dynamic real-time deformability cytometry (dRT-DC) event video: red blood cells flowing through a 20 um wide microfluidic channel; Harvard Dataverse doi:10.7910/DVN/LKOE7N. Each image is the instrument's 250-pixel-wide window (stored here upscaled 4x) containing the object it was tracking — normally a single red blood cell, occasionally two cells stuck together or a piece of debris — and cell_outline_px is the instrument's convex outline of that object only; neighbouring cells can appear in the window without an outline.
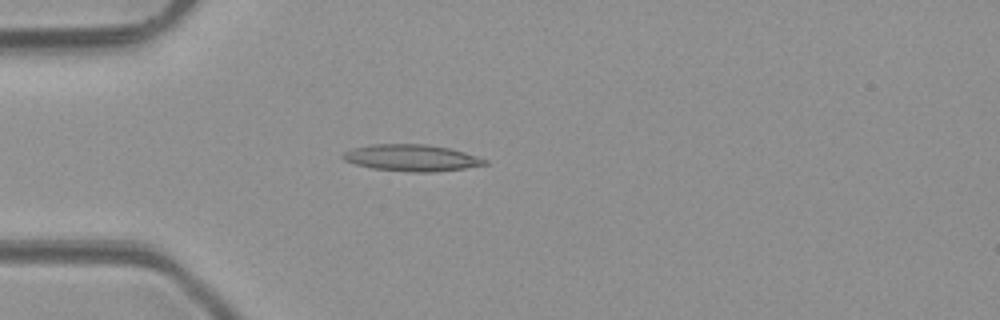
{"species": "common noctule bat (a hibernating species)", "species_latin": "Nyctalus noctula", "temperature_condition": "room temperature", "stored_images_in_passage": 3, "camera_frame_rate_fps": 3000, "um_per_image_px": 0.085, "animal": {"sex": "male", "body_mass_g": 23.1, "forearm_length_mm": 52.7}, "frame": {"image": 1, "passage_image": 3, "time_ms": 2.333, "image_size_px": [1000, 320], "cell_outline_px": [[488, 164], [464, 168], [432, 172], [412, 172], [372, 168], [356, 164], [344, 160], [340, 156], [344, 152], [352, 148], [372, 144], [424, 144], [448, 148], [464, 152], [488, 160]], "centroid_in_image_um": [34.96, 13.41], "position_along_channel_um": 50.0, "area_um2": 21.85}}